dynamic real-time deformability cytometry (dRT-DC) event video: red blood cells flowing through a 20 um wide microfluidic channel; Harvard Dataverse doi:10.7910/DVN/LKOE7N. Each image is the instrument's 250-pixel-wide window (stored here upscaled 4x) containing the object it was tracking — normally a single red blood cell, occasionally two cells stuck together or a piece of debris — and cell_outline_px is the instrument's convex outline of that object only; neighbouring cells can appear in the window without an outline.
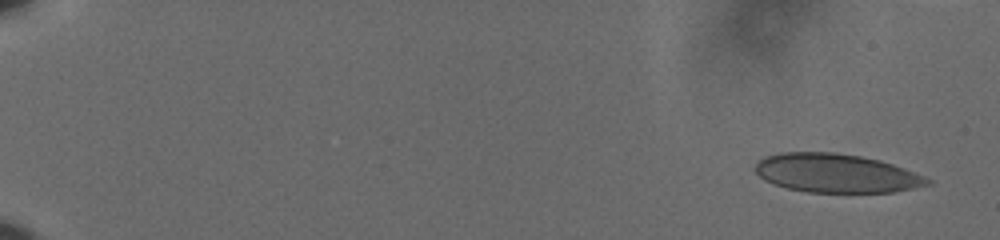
{"species": "human", "species_latin": "Homo sapiens", "temperature_condition": "cold", "stored_images_in_passage": 53, "camera_frame_rate_fps": 3000, "um_per_image_px": 0.085, "donor": {"sex": "male"}, "frame": {"image": 1, "passage_image": 1, "time_ms": 0.0, "image_size_px": [1000, 240], "cell_outline_px": [[932, 184], [892, 192], [808, 192], [788, 188], [764, 180], [756, 172], [756, 164], [764, 156], [780, 152], [836, 152], [860, 156], [880, 160], [904, 168], [924, 176], [932, 180]], "centroid_in_image_um": [71.08, 14.71], "position_along_channel_um": 13.9, "area_um2": 38.73}}
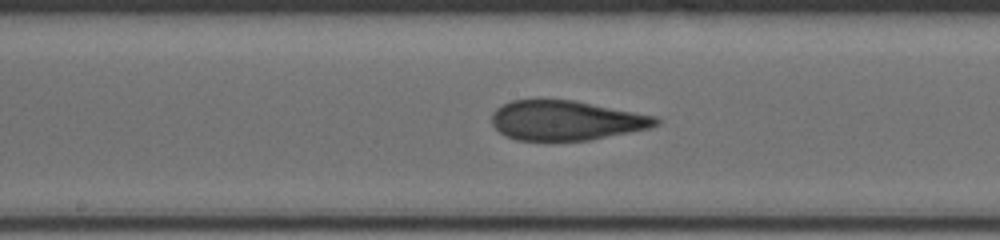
{"frame": {"image": 2, "passage_image": 32, "time_ms": 10.333, "image_size_px": [1000, 240], "cell_outline_px": [[660, 124], [648, 128], [588, 140], [552, 144], [516, 140], [504, 136], [492, 124], [492, 112], [496, 108], [512, 100], [572, 100], [656, 116], [660, 120]], "centroid_in_image_um": [48.05, 10.28], "position_along_channel_um": 200.1, "area_um2": 38.61}}
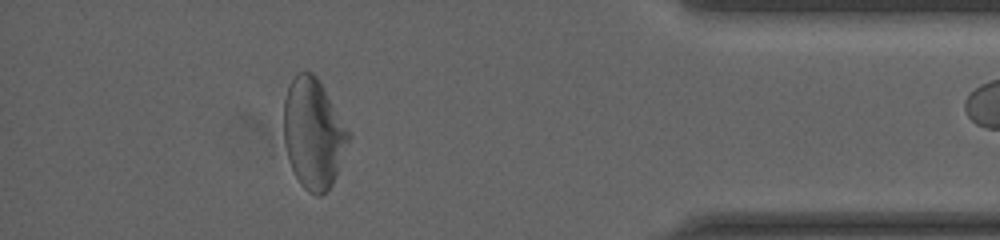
{"frame": {"image": 3, "passage_image": 52, "time_ms": 17.0, "image_size_px": [1000, 240], "cell_outline_px": [[352, 136], [336, 176], [332, 184], [320, 196], [316, 196], [308, 192], [300, 184], [292, 168], [284, 144], [284, 100], [288, 88], [296, 72], [312, 72], [316, 76], [352, 132]], "centroid_in_image_um": [26.67, 11.35], "position_along_channel_um": 408.5, "area_um2": 41.79}}